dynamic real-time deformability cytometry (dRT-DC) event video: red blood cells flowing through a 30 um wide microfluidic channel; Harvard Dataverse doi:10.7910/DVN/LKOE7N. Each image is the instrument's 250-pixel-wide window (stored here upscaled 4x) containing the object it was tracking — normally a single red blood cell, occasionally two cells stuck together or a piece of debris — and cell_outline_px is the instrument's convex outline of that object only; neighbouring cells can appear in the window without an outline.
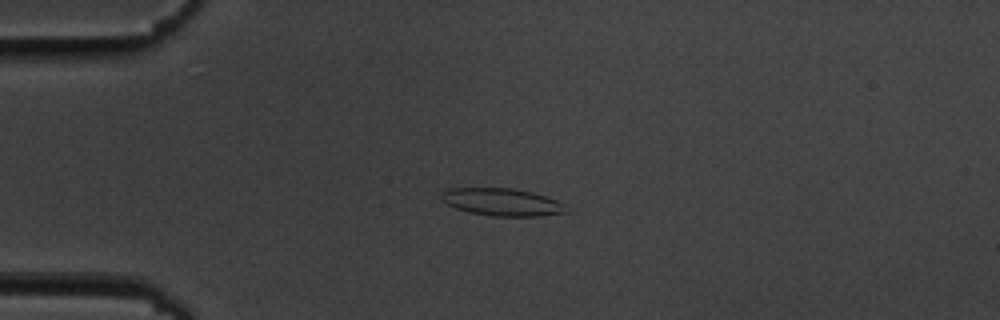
{"species": "common noctule bat (a hibernating species)", "species_latin": "Nyctalus noctula", "temperature_condition": "cold", "stored_images_in_passage": 44, "camera_frame_rate_fps": 3000, "um_per_image_px": 0.085, "animal": {"sex": "male", "body_mass_g": 19.5, "forearm_length_mm": 54.6}, "frame": {"image": 1, "passage_image": 2, "time_ms": 0.333, "image_size_px": [1000, 320], "cell_outline_px": [[568, 212], [540, 216], [492, 216], [468, 212], [456, 208], [440, 200], [440, 196], [444, 192], [452, 188], [512, 188], [532, 192], [556, 200]], "centroid_in_image_um": [42.62, 17.18], "position_along_channel_um": 42.4, "area_um2": 19.71}}
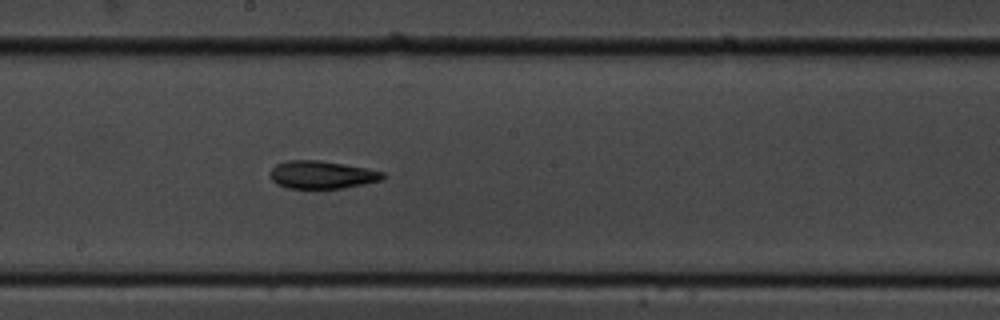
{"frame": {"image": 2, "passage_image": 19, "time_ms": 6.0, "image_size_px": [1000, 320], "cell_outline_px": [[388, 176], [380, 180], [364, 184], [344, 188], [288, 188], [276, 184], [268, 176], [268, 172], [276, 164], [288, 160], [320, 160], [344, 164], [384, 172]], "centroid_in_image_um": [27.32, 14.85], "position_along_channel_um": 220.9, "area_um2": 18.38}}
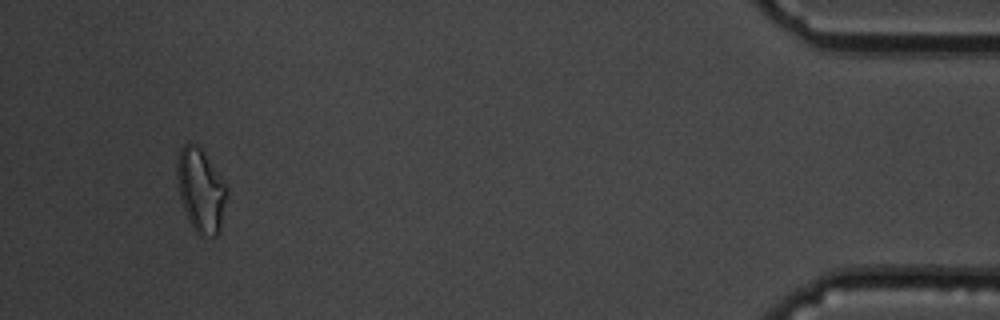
{"frame": {"image": 3, "passage_image": 41, "time_ms": 13.333, "image_size_px": [1000, 320], "cell_outline_px": [[228, 192], [220, 232], [216, 236], [200, 236], [196, 232], [188, 220], [180, 200], [176, 172], [176, 164], [180, 148], [184, 144], [196, 144], [204, 152], [228, 184]], "centroid_in_image_um": [17.09, 16.19], "position_along_channel_um": 418.1, "area_um2": 24.74}, "authors_computed_cell_mechanics": {"area_um2": 18.6983, "velocity_mm_per_s": 3.6085, "shape_relaxation_time_tau1_ms": null, "shape_relaxation_time_tau2_ms": 6.2162, "deformation_change_tau1": null, "deformation_change_tau2": 0.1421}}